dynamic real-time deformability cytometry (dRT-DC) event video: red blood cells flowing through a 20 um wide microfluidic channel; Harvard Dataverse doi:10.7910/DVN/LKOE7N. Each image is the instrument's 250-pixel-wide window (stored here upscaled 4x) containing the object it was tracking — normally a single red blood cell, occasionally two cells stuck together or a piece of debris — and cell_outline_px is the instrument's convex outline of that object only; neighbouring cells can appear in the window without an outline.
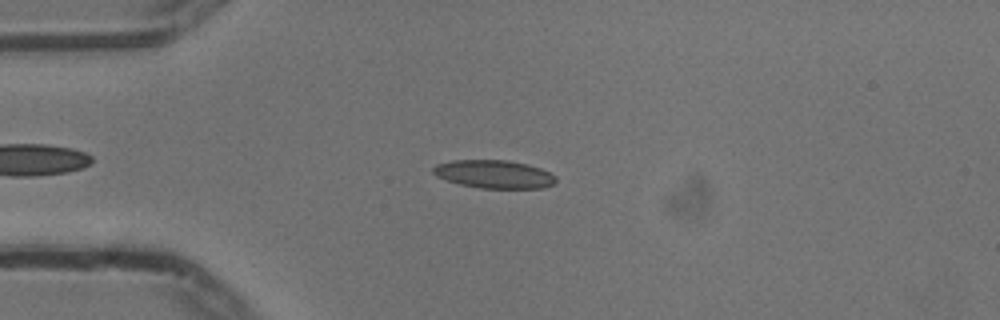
{"species": "common noctule bat (a hibernating species)", "species_latin": "Nyctalus noctula", "temperature_condition": "cold", "stored_images_in_passage": 47, "camera_frame_rate_fps": 3000, "um_per_image_px": 0.085, "animal": {"sex": "male", "body_mass_g": 13.3}, "frame": {"image": 1, "passage_image": 10, "time_ms": 3.0, "image_size_px": [1000, 320], "cell_outline_px": [[556, 180], [552, 184], [544, 188], [480, 188], [460, 184], [436, 176], [432, 172], [432, 168], [436, 164], [452, 160], [508, 160], [528, 164], [540, 168], [556, 176]], "centroid_in_image_um": [41.99, 14.8], "position_along_channel_um": 43.0, "area_um2": 20.11}}
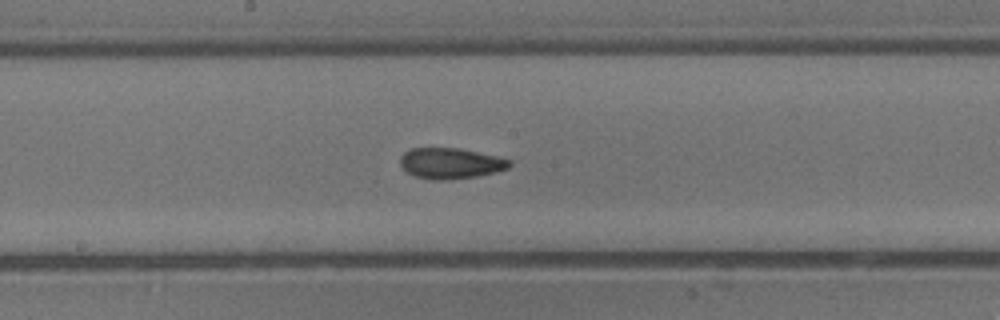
{"frame": {"image": 2, "passage_image": 25, "time_ms": 8.0, "image_size_px": [1000, 320], "cell_outline_px": [[512, 164], [508, 168], [496, 172], [476, 176], [444, 180], [432, 180], [416, 176], [408, 172], [400, 164], [400, 156], [404, 152], [412, 148], [460, 148], [496, 156], [512, 160]], "centroid_in_image_um": [38.31, 13.87], "position_along_channel_um": 209.9, "area_um2": 19.54}}
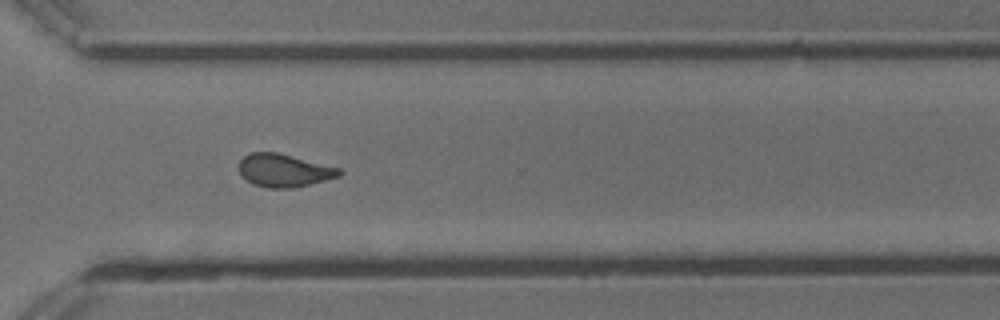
{"frame": {"image": 3, "passage_image": 36, "time_ms": 11.667, "image_size_px": [1000, 320], "cell_outline_px": [[344, 172], [340, 176], [292, 188], [268, 188], [252, 184], [240, 176], [240, 160], [248, 152], [276, 152], [340, 168]], "centroid_in_image_um": [24.11, 14.49], "position_along_channel_um": 346.5, "area_um2": 19.19}, "authors_computed_cell_mechanics": {"area_um2": 19.4208, "velocity_mm_per_s": 3.7394, "shape_relaxation_time_tau1_ms": 5.5545, "shape_relaxation_time_tau2_ms": 2.0462, "deformation_change_tau1": 0.1713, "deformation_change_tau2": 0.0923}}